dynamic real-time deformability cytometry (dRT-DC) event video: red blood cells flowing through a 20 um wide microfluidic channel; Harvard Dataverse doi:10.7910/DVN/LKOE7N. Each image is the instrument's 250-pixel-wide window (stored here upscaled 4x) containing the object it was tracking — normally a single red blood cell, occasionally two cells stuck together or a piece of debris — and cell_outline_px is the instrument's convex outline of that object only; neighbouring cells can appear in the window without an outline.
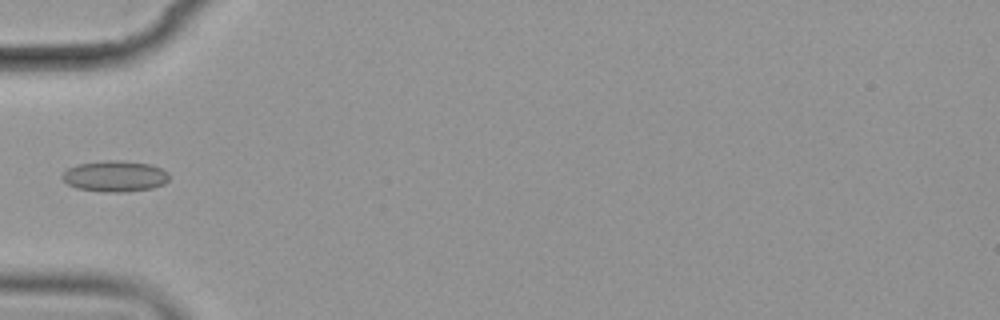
{"species": "common noctule bat (a hibernating species)", "species_latin": "Nyctalus noctula", "temperature_condition": "cold", "stored_images_in_passage": 6, "camera_frame_rate_fps": 3000, "um_per_image_px": 0.085, "animal": {"sex": "female", "body_mass_g": 19.9}, "frame": {"image": 1, "passage_image": 5, "time_ms": 4.667, "image_size_px": [1000, 320], "cell_outline_px": [[168, 180], [164, 184], [152, 188], [124, 192], [104, 192], [76, 188], [68, 184], [60, 176], [68, 168], [76, 164], [104, 160], [120, 160], [152, 164], [168, 172]], "centroid_in_image_um": [9.76, 14.97], "position_along_channel_um": 75.2, "area_um2": 19.48}}
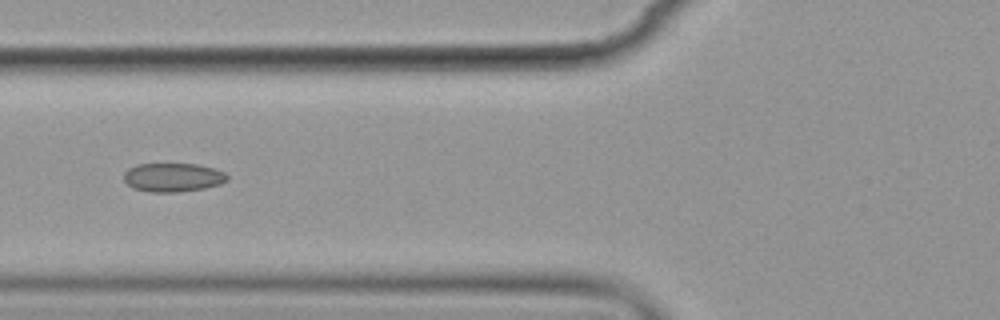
{"frame": {"image": 2, "passage_image": 6, "time_ms": 5.667, "image_size_px": [1000, 320], "cell_outline_px": [[228, 180], [220, 184], [204, 188], [176, 192], [148, 192], [132, 188], [124, 180], [124, 172], [128, 168], [136, 164], [196, 164], [216, 168], [224, 172], [228, 176]], "centroid_in_image_um": [14.69, 15.07], "position_along_channel_um": 111.1, "area_um2": 17.46}}